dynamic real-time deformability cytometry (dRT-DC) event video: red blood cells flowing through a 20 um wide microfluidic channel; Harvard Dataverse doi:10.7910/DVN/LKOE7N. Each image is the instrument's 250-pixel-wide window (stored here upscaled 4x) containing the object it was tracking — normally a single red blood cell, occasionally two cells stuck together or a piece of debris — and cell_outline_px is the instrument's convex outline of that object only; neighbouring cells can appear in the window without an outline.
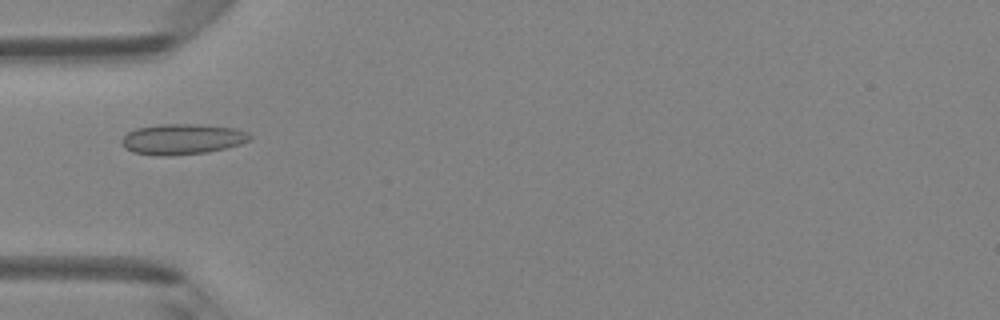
{"species": "Egyptian fruit bat (a non-hibernating species)", "species_latin": "Rousettus aegyptiacus", "temperature_condition": "room temperature", "stored_images_in_passage": 49, "camera_frame_rate_fps": 3000, "um_per_image_px": 0.085, "animal": {"sex": "female"}, "frame": {"image": 1, "passage_image": 16, "time_ms": 5.0, "image_size_px": [1000, 320], "cell_outline_px": [[252, 140], [240, 144], [208, 152], [172, 156], [156, 156], [132, 152], [124, 148], [120, 144], [120, 140], [128, 132], [136, 128], [160, 124], [200, 124], [236, 128], [248, 132], [252, 136]], "centroid_in_image_um": [15.48, 11.83], "position_along_channel_um": 69.5, "area_um2": 23.24}}
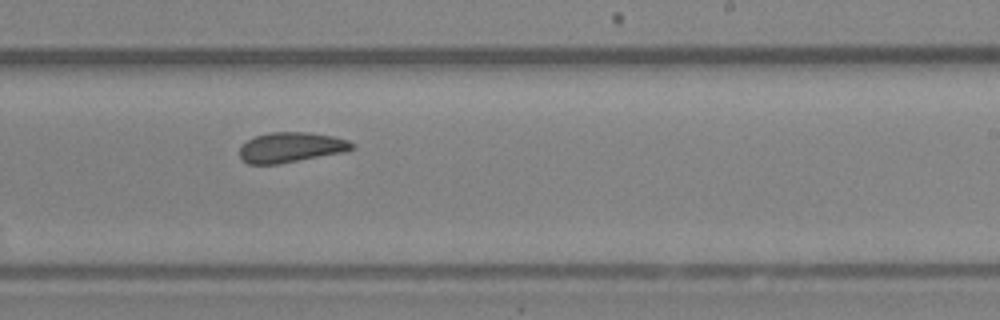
{"frame": {"image": 2, "passage_image": 30, "time_ms": 9.667, "image_size_px": [1000, 320], "cell_outline_px": [[356, 148], [344, 152], [280, 164], [248, 164], [240, 156], [240, 148], [248, 140], [256, 136], [268, 132], [308, 132], [332, 136], [348, 140], [356, 144]], "centroid_in_image_um": [24.78, 12.52], "position_along_channel_um": 264.2, "area_um2": 19.77}}
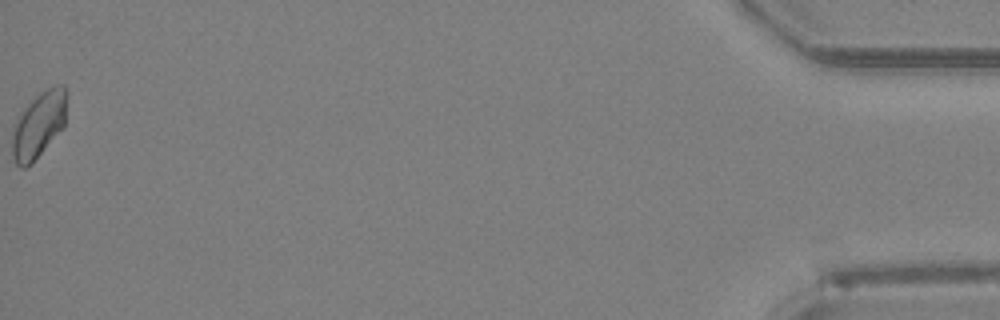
{"frame": {"image": 3, "passage_image": 49, "time_ms": 16.0, "image_size_px": [1000, 320], "cell_outline_px": [[68, 96], [64, 128], [32, 164], [24, 168], [20, 168], [16, 164], [12, 156], [12, 124], [20, 112], [40, 92], [56, 84], [64, 84], [68, 92]], "centroid_in_image_um": [3.31, 10.6], "position_along_channel_um": 431.9, "area_um2": 21.73}, "authors_computed_cell_mechanics": {"area_um2": 20.23, "velocity_mm_per_s": 4.1985, "shape_relaxation_time_tau1_ms": null, "shape_relaxation_time_tau2_ms": 2.0818, "deformation_change_tau1": null, "deformation_change_tau2": 0.0473}}